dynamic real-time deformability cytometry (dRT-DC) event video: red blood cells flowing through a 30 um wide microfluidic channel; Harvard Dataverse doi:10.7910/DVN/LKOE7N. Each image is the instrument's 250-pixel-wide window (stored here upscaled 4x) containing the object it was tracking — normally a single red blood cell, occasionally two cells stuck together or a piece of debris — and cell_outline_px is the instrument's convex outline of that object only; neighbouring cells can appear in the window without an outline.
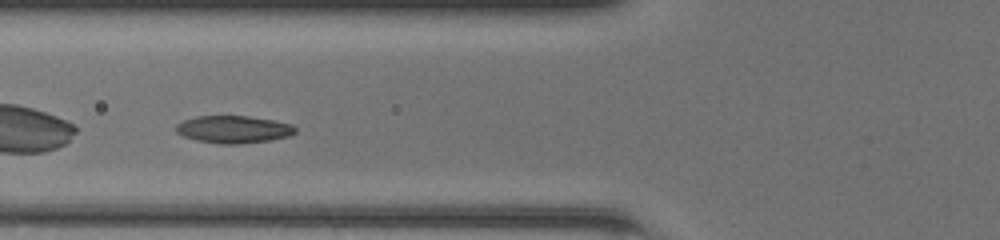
{"species": "common noctule bat (a hibernating species)", "species_latin": "Nyctalus noctula", "temperature_condition": "room temperature", "stored_images_in_passage": 41, "camera_frame_rate_fps": 3000, "um_per_image_px": 0.085, "animal": {"sex": "female", "body_mass_g": 20.0, "forearm_length_mm": 54.0}, "frame": {"image": 1, "passage_image": 12, "time_ms": 3.667, "image_size_px": [1000, 240], "cell_outline_px": [[296, 132], [288, 136], [268, 140], [240, 144], [220, 144], [196, 140], [184, 136], [176, 132], [176, 124], [184, 120], [196, 116], [248, 116], [272, 120], [292, 124], [296, 128]], "centroid_in_image_um": [19.83, 10.99], "position_along_channel_um": 106.0, "area_um2": 18.96}}
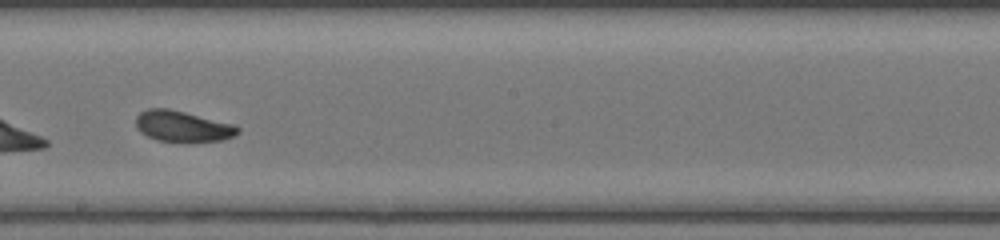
{"frame": {"image": 2, "passage_image": 21, "time_ms": 6.667, "image_size_px": [1000, 240], "cell_outline_px": [[240, 132], [224, 140], [156, 140], [140, 132], [136, 128], [136, 116], [140, 112], [148, 108], [168, 108], [232, 124], [240, 128]], "centroid_in_image_um": [15.47, 10.71], "position_along_channel_um": 232.7, "area_um2": 17.8}}
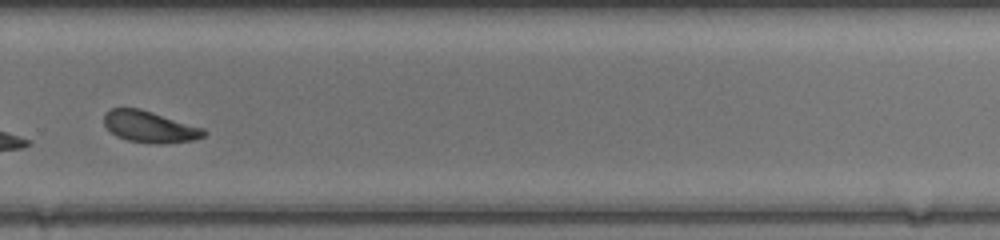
{"frame": {"image": 3, "passage_image": 27, "time_ms": 8.667, "image_size_px": [1000, 240], "cell_outline_px": [[208, 132], [204, 136], [192, 140], [164, 144], [156, 144], [128, 140], [116, 136], [104, 124], [104, 112], [112, 108], [140, 108], [204, 128]], "centroid_in_image_um": [12.73, 10.77], "position_along_channel_um": 317.1, "area_um2": 18.32}, "authors_computed_cell_mechanics": {"area_um2": 19.0162, "velocity_mm_per_s": 4.2248, "shape_relaxation_time_tau1_ms": 1.7466, "shape_relaxation_time_tau2_ms": 2.909, "deformation_change_tau1": 0.0975, "deformation_change_tau2": 0.091}}